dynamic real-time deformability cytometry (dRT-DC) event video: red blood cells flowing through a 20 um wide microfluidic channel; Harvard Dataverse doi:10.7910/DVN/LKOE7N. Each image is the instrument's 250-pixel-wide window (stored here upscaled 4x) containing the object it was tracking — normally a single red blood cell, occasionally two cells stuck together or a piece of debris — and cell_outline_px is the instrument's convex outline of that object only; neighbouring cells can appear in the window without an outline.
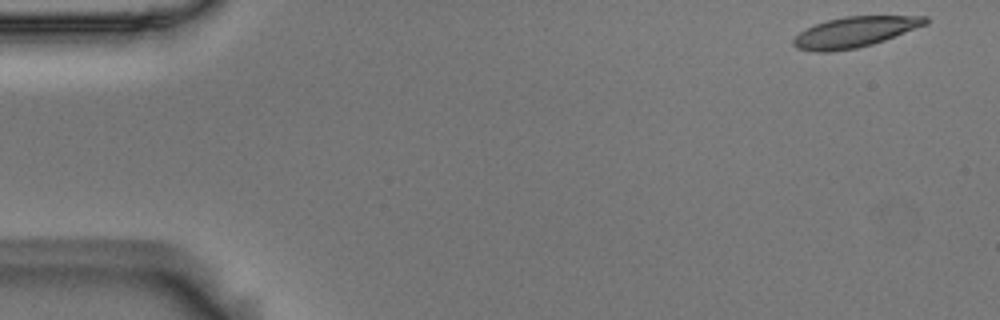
{"species": "Egyptian fruit bat (a non-hibernating species)", "species_latin": "Rousettus aegyptiacus", "temperature_condition": "room temperature", "stored_images_in_passage": 53, "camera_frame_rate_fps": 3000, "um_per_image_px": 0.085, "animal": {"sex": "male"}, "frame": {"image": 1, "passage_image": 1, "time_ms": 0.0, "image_size_px": [1000, 320], "cell_outline_px": [[928, 24], [884, 40], [872, 44], [856, 48], [828, 52], [816, 52], [796, 48], [792, 44], [792, 40], [800, 32], [816, 24], [828, 20], [844, 16], [928, 16]], "centroid_in_image_um": [72.65, 2.72], "position_along_channel_um": 12.3, "area_um2": 23.29}}
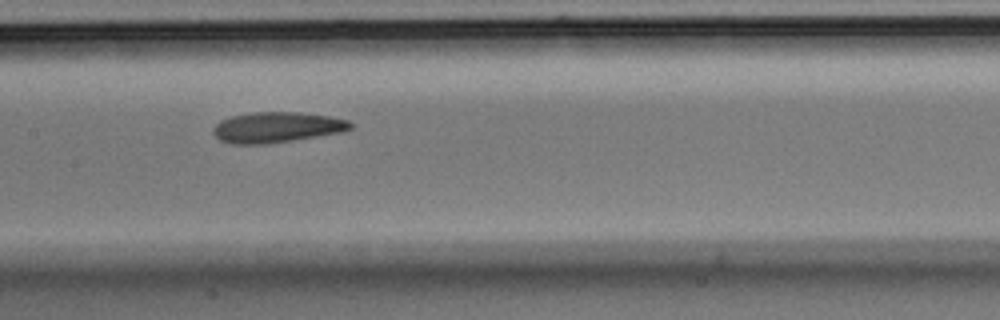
{"frame": {"image": 2, "passage_image": 25, "time_ms": 8.0, "image_size_px": [1000, 320], "cell_outline_px": [[352, 128], [344, 132], [268, 144], [232, 144], [220, 140], [212, 132], [212, 128], [220, 120], [232, 116], [252, 112], [300, 112], [328, 116], [348, 120], [352, 124]], "centroid_in_image_um": [23.52, 10.82], "position_along_channel_um": 183.9, "area_um2": 24.57}}
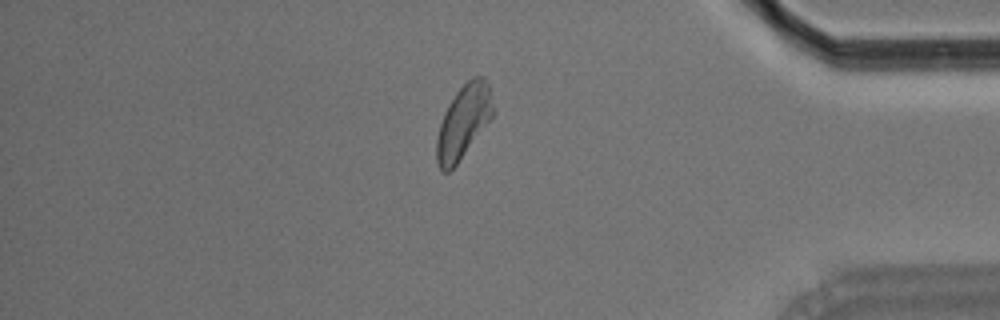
{"frame": {"image": 3, "passage_image": 45, "time_ms": 14.667, "image_size_px": [1000, 320], "cell_outline_px": [[492, 116], [456, 164], [448, 172], [444, 172], [440, 168], [436, 160], [436, 140], [440, 124], [444, 112], [448, 104], [456, 92], [472, 76], [484, 76], [488, 84], [492, 104]], "centroid_in_image_um": [39.36, 10.32], "position_along_channel_um": 395.8, "area_um2": 23.41}, "authors_computed_cell_mechanics": {"area_um2": 24.1604, "velocity_mm_per_s": 3.6259, "shape_relaxation_time_tau1_ms": 5.5536, "shape_relaxation_time_tau2_ms": 4.3884, "deformation_change_tau1": 0.1779, "deformation_change_tau2": 0.1246}}